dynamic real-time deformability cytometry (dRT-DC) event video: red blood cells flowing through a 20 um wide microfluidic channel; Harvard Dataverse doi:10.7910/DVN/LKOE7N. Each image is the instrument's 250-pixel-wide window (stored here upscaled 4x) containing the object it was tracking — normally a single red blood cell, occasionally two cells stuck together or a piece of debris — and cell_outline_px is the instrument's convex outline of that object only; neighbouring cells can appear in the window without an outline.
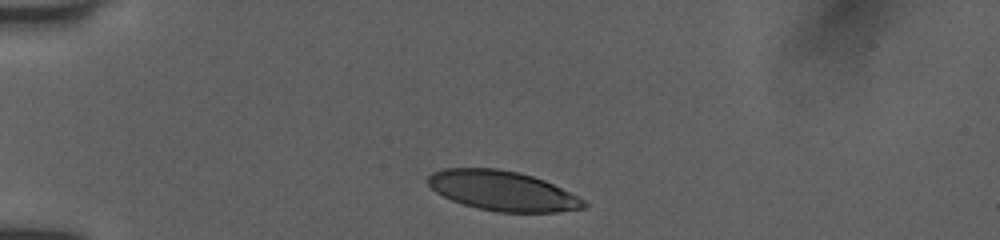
{"species": "human", "species_latin": "Homo sapiens", "temperature_condition": "room temperature", "stored_images_in_passage": 20, "camera_frame_rate_fps": 3000, "um_per_image_px": 0.085, "donor": {"sex": "female"}, "frame": {"image": 1, "passage_image": 1, "time_ms": 0.0, "image_size_px": [1000, 240], "cell_outline_px": [[588, 204], [584, 208], [556, 212], [496, 212], [476, 208], [452, 200], [436, 192], [428, 184], [428, 176], [432, 172], [444, 168], [496, 168], [516, 172], [532, 176], [544, 180], [580, 196]], "centroid_in_image_um": [42.73, 16.22], "position_along_channel_um": 42.3, "area_um2": 36.13}}
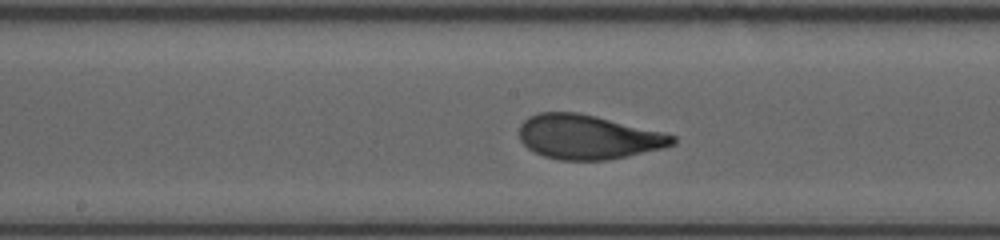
{"frame": {"image": 2, "passage_image": 9, "time_ms": 5.0, "image_size_px": [1000, 240], "cell_outline_px": [[676, 144], [664, 148], [628, 156], [608, 160], [560, 160], [544, 156], [528, 148], [520, 140], [520, 124], [528, 116], [540, 112], [576, 112], [596, 116], [664, 132], [676, 136]], "centroid_in_image_um": [50.01, 11.64], "position_along_channel_um": 198.2, "area_um2": 39.71}}
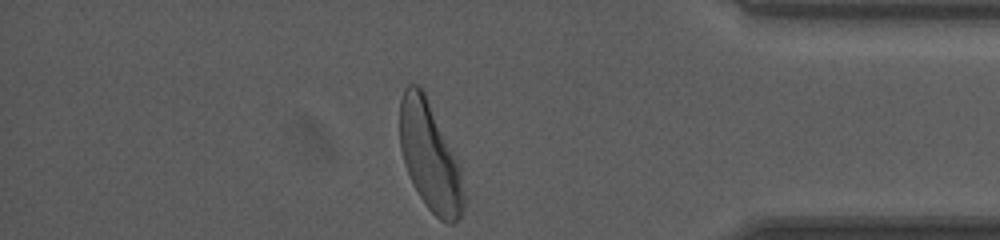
{"frame": {"image": 3, "passage_image": 20, "time_ms": 10.667, "image_size_px": [1000, 240], "cell_outline_px": [[464, 204], [460, 216], [452, 224], [448, 224], [440, 220], [424, 204], [404, 164], [400, 148], [400, 100], [404, 88], [408, 84], [416, 84], [424, 92], [460, 164], [464, 192]], "centroid_in_image_um": [36.54, 13.32], "position_along_channel_um": 398.7, "area_um2": 40.11}, "authors_computed_cell_mechanics": {"area_um2": 39.6508, "velocity_mm_per_s": 3.9506, "shape_relaxation_time_tau1_ms": 2.6675, "shape_relaxation_time_tau2_ms": null, "deformation_change_tau1": 0.1361, "deformation_change_tau2": null}}